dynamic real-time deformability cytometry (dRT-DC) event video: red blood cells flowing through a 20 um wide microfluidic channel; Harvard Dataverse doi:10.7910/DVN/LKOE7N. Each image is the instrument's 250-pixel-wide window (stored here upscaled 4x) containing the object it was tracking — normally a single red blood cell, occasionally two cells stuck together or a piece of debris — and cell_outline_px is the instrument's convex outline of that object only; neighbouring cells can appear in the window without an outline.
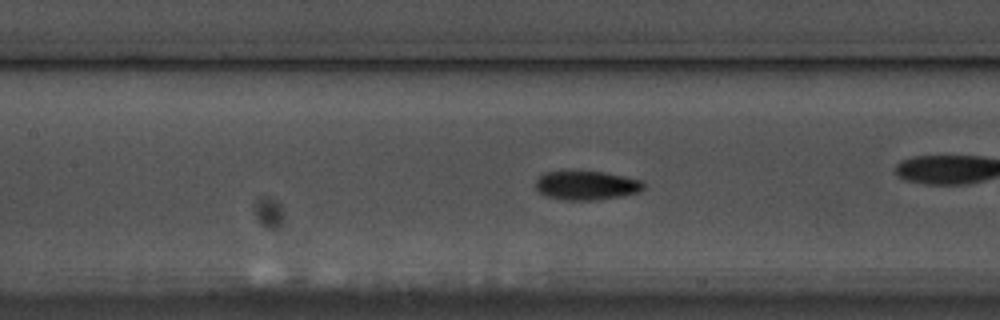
{"species": "common noctule bat (a hibernating species)", "species_latin": "Nyctalus noctula", "temperature_condition": "warm", "stored_images_in_passage": 22, "camera_frame_rate_fps": 3000, "um_per_image_px": 0.085, "animal": {"sex": "male", "body_mass_g": 17.5, "forearm_length_mm": 52.3}, "frame": {"image": 1, "passage_image": 7, "time_ms": 2.0, "image_size_px": [1000, 320], "cell_outline_px": [[644, 188], [640, 192], [624, 196], [596, 200], [564, 200], [548, 196], [540, 192], [536, 188], [536, 180], [544, 172], [604, 172], [624, 176], [640, 180], [644, 184]], "centroid_in_image_um": [49.89, 15.77], "position_along_channel_um": 157.5, "area_um2": 18.09}}